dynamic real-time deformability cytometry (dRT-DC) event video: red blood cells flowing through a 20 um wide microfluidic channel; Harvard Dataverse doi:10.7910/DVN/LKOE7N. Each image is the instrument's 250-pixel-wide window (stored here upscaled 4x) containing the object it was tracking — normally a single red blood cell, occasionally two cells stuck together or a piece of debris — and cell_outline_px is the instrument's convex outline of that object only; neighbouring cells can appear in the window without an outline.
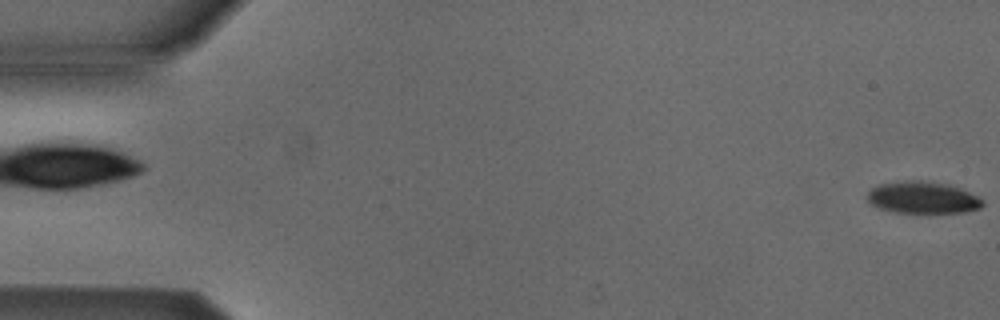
{"species": "Egyptian fruit bat (a non-hibernating species)", "species_latin": "Rousettus aegyptiacus", "temperature_condition": "cold", "stored_images_in_passage": 53, "camera_frame_rate_fps": 3000, "um_per_image_px": 0.085, "animal": {"sex": "male"}, "frame": {"image": 1, "passage_image": 1, "time_ms": 0.0, "image_size_px": [1000, 320], "cell_outline_px": [[984, 204], [980, 208], [964, 212], [896, 212], [880, 208], [872, 204], [868, 200], [868, 192], [876, 184], [908, 180], [920, 180], [948, 184], [960, 188], [984, 200]], "centroid_in_image_um": [78.43, 16.78], "position_along_channel_um": 6.6, "area_um2": 21.27}}
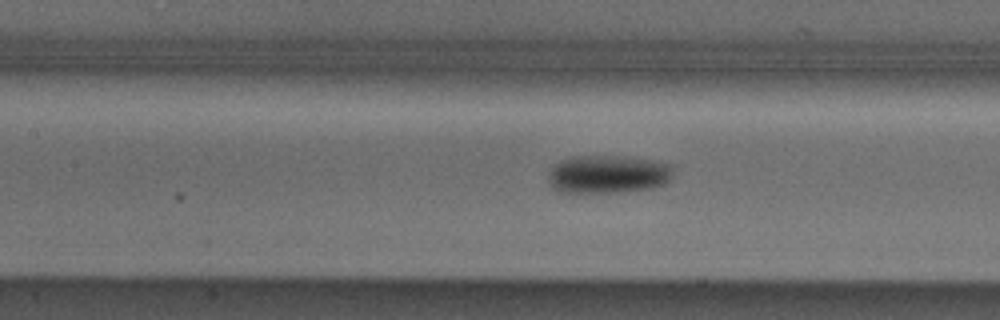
{"frame": {"image": 2, "passage_image": 24, "time_ms": 7.667, "image_size_px": [1000, 320], "cell_outline_px": [[672, 176], [664, 184], [652, 188], [620, 192], [560, 192], [552, 188], [548, 180], [548, 172], [560, 160], [572, 156], [624, 156], [652, 160], [672, 164]], "centroid_in_image_um": [51.66, 14.8], "position_along_channel_um": 155.7, "area_um2": 27.92}}
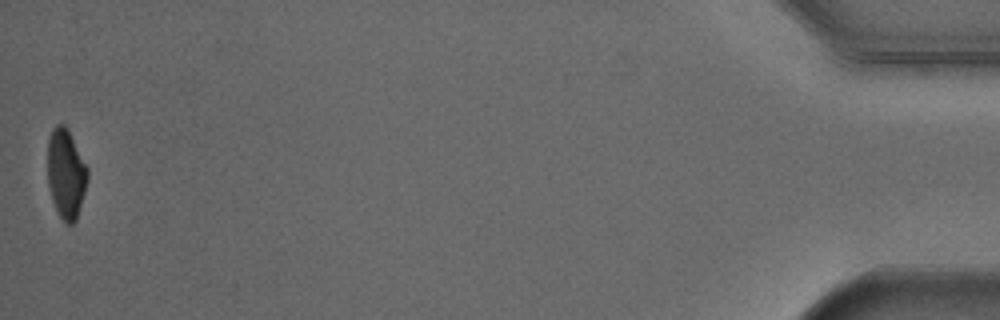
{"frame": {"image": 3, "passage_image": 53, "time_ms": 17.333, "image_size_px": [1000, 320], "cell_outline_px": [[88, 180], [76, 220], [72, 224], [64, 224], [52, 200], [48, 184], [48, 140], [52, 128], [56, 124], [64, 124], [68, 128], [88, 168]], "centroid_in_image_um": [5.61, 14.75], "position_along_channel_um": 429.6, "area_um2": 20.92}, "authors_computed_cell_mechanics": {"area_um2": 24.1604, "velocity_mm_per_s": 3.8811, "shape_relaxation_time_tau1_ms": 3.3092, "shape_relaxation_time_tau2_ms": null, "deformation_change_tau1": 0.1141, "deformation_change_tau2": null}}